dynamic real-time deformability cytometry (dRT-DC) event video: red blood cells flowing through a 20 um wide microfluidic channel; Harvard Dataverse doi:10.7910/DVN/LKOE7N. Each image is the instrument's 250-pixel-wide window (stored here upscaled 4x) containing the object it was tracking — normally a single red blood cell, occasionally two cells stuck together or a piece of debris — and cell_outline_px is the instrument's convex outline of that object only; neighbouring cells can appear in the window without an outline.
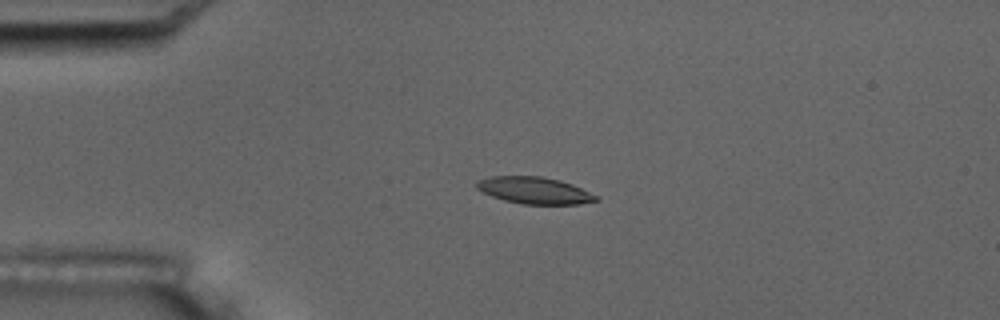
{"species": "common noctule bat (a hibernating species)", "species_latin": "Nyctalus noctula", "temperature_condition": "room temperature", "stored_images_in_passage": 6, "segment_of_instrument_passage": [1, 2], "camera_frame_rate_fps": 3000, "um_per_image_px": 0.085, "animal": {"sex": "male", "body_mass_g": 17.5, "forearm_length_mm": 52.3}, "frame": {"image": 1, "passage_image": 4, "time_ms": 4.333, "image_size_px": [1000, 320], "cell_outline_px": [[600, 200], [580, 204], [520, 204], [504, 200], [492, 196], [476, 188], [476, 184], [480, 180], [492, 176], [540, 176], [560, 180], [572, 184], [600, 196]], "centroid_in_image_um": [45.49, 16.19], "position_along_channel_um": 39.5, "area_um2": 18.67}}